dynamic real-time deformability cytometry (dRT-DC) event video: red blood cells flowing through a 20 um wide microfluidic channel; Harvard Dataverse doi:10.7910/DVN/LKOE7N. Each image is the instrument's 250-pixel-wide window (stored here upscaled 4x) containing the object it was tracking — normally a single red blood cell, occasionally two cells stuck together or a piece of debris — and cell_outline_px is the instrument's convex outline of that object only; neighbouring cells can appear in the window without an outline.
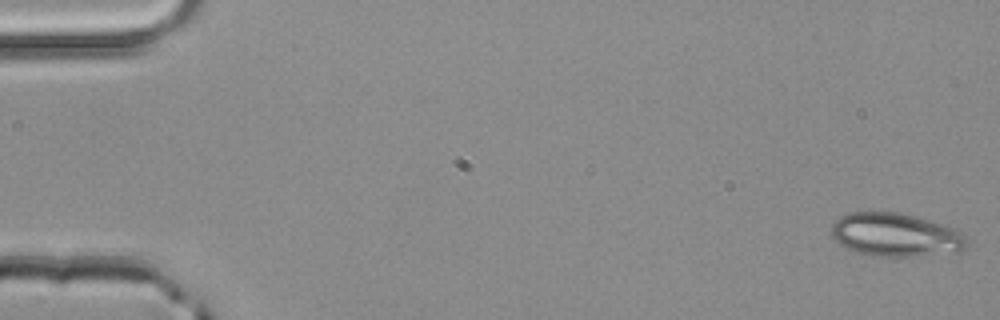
{"species": "common noctule bat (a hibernating species)", "species_latin": "Nyctalus noctula", "temperature_condition": "room temperature", "stored_images_in_passage": 50, "camera_frame_rate_fps": 3000, "um_per_image_px": 0.085, "animal": {"sex": "male", "body_mass_g": 20.4}, "frame": {"image": 1, "passage_image": 1, "time_ms": 0.0, "image_size_px": [1000, 320], "cell_outline_px": [[968, 248], [960, 252], [916, 256], [868, 256], [856, 252], [840, 244], [832, 236], [832, 224], [840, 216], [848, 212], [900, 212], [916, 216], [952, 228], [960, 232], [968, 240]], "centroid_in_image_um": [76.14, 19.97], "position_along_channel_um": 8.9, "area_um2": 34.39}}
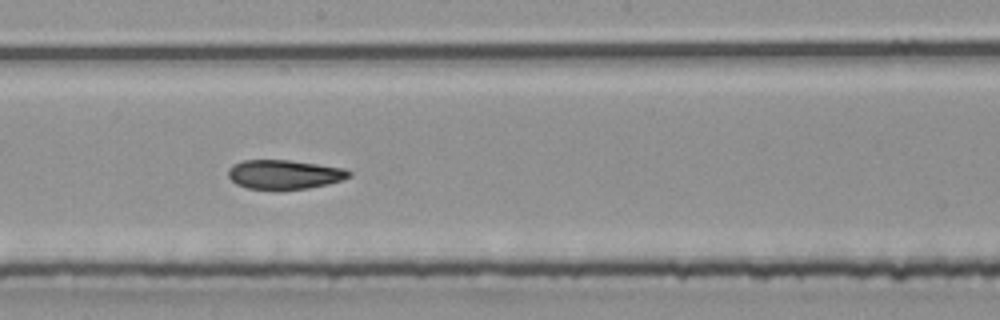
{"frame": {"image": 2, "passage_image": 28, "time_ms": 9.0, "image_size_px": [1000, 320], "cell_outline_px": [[352, 176], [344, 180], [328, 184], [308, 188], [248, 188], [236, 184], [228, 176], [228, 168], [232, 164], [244, 160], [288, 160], [344, 168], [352, 172]], "centroid_in_image_um": [24.19, 14.81], "position_along_channel_um": 224.0, "area_um2": 20.35}}
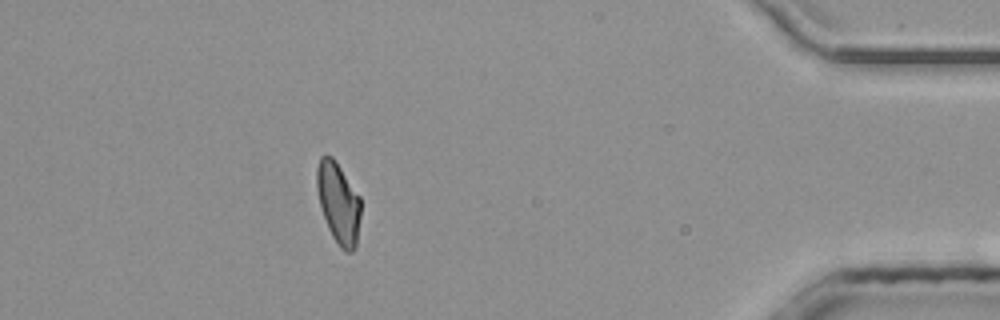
{"frame": {"image": 3, "passage_image": 45, "time_ms": 14.667, "image_size_px": [1000, 320], "cell_outline_px": [[360, 216], [356, 248], [352, 252], [344, 252], [340, 248], [332, 236], [328, 228], [320, 204], [316, 188], [316, 168], [320, 156], [332, 156], [360, 196]], "centroid_in_image_um": [28.76, 17.27], "position_along_channel_um": 406.4, "area_um2": 20.75}, "authors_computed_cell_mechanics": {"area_um2": 21.1837, "velocity_mm_per_s": 4.1505, "shape_relaxation_time_tau1_ms": null, "shape_relaxation_time_tau2_ms": 3.3221, "deformation_change_tau1": null, "deformation_change_tau2": 0.0876}}